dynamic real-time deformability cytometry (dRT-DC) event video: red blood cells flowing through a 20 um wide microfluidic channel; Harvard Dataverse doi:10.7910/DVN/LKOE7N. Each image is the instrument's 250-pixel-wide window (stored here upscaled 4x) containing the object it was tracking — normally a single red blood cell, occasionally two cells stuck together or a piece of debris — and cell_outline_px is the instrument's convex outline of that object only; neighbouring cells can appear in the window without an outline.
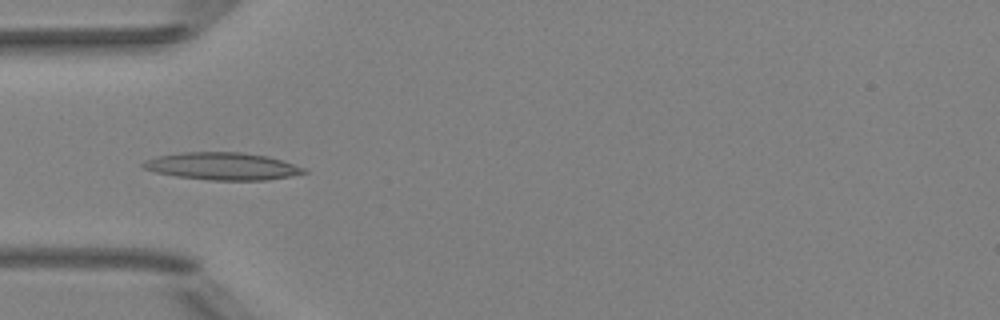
{"species": "Egyptian fruit bat (a non-hibernating species)", "species_latin": "Rousettus aegyptiacus", "temperature_condition": "room temperature", "stored_images_in_passage": 36, "camera_frame_rate_fps": 3000, "um_per_image_px": 0.085, "animal": {"sex": "female"}, "frame": {"image": 1, "passage_image": 1, "time_ms": 0.0, "image_size_px": [1000, 320], "cell_outline_px": [[308, 172], [288, 176], [264, 180], [208, 180], [176, 176], [156, 172], [144, 168], [140, 164], [144, 160], [156, 156], [180, 152], [240, 152], [268, 156], [304, 168]], "centroid_in_image_um": [18.83, 14.12], "position_along_channel_um": 66.2, "area_um2": 25.49}}
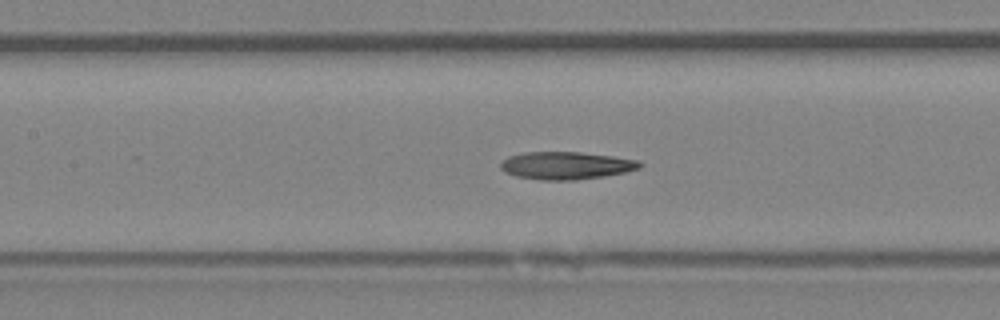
{"frame": {"image": 2, "passage_image": 8, "time_ms": 2.333, "image_size_px": [1000, 320], "cell_outline_px": [[644, 164], [640, 168], [624, 172], [604, 176], [576, 180], [536, 180], [516, 176], [504, 172], [500, 168], [500, 164], [508, 156], [528, 152], [580, 152], [612, 156], [640, 160]], "centroid_in_image_um": [48.13, 14.07], "position_along_channel_um": 159.3, "area_um2": 22.48}}
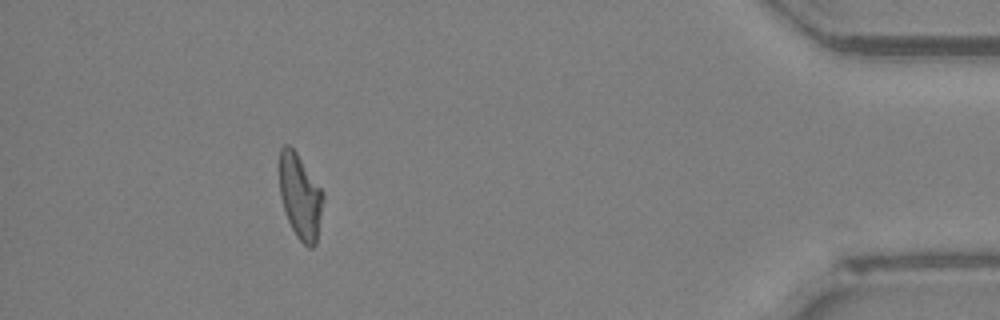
{"frame": {"image": 3, "passage_image": 31, "time_ms": 10.0, "image_size_px": [1000, 320], "cell_outline_px": [[324, 200], [316, 244], [312, 248], [308, 248], [296, 236], [284, 212], [280, 196], [280, 148], [284, 144], [288, 144], [296, 152], [324, 192]], "centroid_in_image_um": [25.53, 16.72], "position_along_channel_um": 409.7, "area_um2": 21.68}, "authors_computed_cell_mechanics": {"area_um2": 21.9062, "velocity_mm_per_s": 4.018, "shape_relaxation_time_tau1_ms": null, "shape_relaxation_time_tau2_ms": 3.1604, "deformation_change_tau1": null, "deformation_change_tau2": 0.1202}}